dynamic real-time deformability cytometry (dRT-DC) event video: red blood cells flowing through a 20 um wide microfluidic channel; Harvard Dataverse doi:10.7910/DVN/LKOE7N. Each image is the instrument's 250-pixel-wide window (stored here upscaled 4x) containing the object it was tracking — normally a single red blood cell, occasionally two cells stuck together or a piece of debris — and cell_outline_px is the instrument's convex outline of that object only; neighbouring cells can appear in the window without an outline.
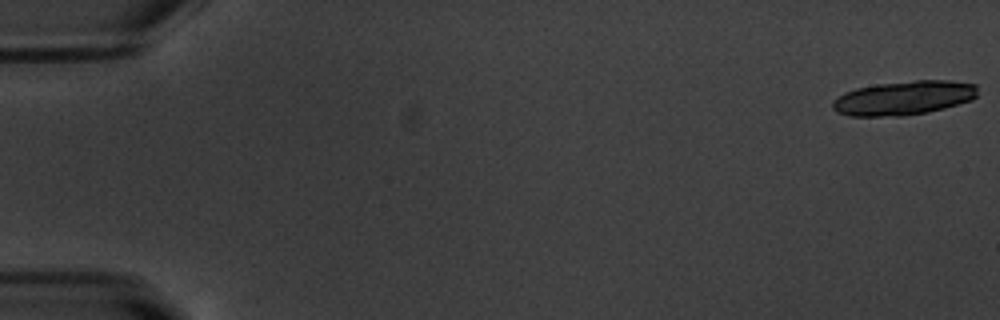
{"species": "common noctule bat (a hibernating species)", "species_latin": "Nyctalus noctula", "temperature_condition": "warm", "stored_images_in_passage": 20, "camera_frame_rate_fps": 3000, "um_per_image_px": 0.085, "animal": {"sex": "male", "body_mass_g": 20.1, "forearm_length_mm": 53.5}, "frame": {"image": 1, "passage_image": 1, "time_ms": 0.0, "image_size_px": [1000, 320], "cell_outline_px": [[976, 96], [972, 100], [944, 108], [924, 112], [900, 116], [848, 116], [836, 112], [832, 108], [832, 100], [844, 92], [856, 88], [876, 84], [916, 80], [948, 80], [976, 84]], "centroid_in_image_um": [76.77, 8.32], "position_along_channel_um": 8.2, "area_um2": 28.84}}